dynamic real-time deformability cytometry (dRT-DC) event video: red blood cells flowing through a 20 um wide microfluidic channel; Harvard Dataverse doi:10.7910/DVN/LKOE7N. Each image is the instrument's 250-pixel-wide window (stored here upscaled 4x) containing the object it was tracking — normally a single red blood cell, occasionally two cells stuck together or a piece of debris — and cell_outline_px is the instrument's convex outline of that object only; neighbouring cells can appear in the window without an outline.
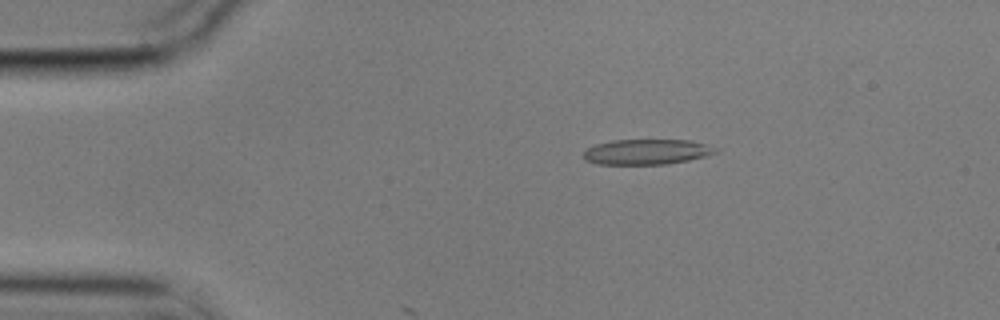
{"species": "common noctule bat (a hibernating species)", "species_latin": "Nyctalus noctula", "temperature_condition": "cold", "stored_images_in_passage": 11, "camera_frame_rate_fps": 3000, "um_per_image_px": 0.085, "animal": {"sex": "male", "body_mass_g": 17.9}, "frame": {"image": 1, "passage_image": 9, "time_ms": 2.667, "image_size_px": [1000, 320], "cell_outline_px": [[720, 152], [688, 160], [668, 164], [596, 164], [584, 160], [584, 152], [588, 148], [596, 144], [612, 140], [692, 140], [720, 148]], "centroid_in_image_um": [55.01, 12.9], "position_along_channel_um": 30.0, "area_um2": 19.59}}